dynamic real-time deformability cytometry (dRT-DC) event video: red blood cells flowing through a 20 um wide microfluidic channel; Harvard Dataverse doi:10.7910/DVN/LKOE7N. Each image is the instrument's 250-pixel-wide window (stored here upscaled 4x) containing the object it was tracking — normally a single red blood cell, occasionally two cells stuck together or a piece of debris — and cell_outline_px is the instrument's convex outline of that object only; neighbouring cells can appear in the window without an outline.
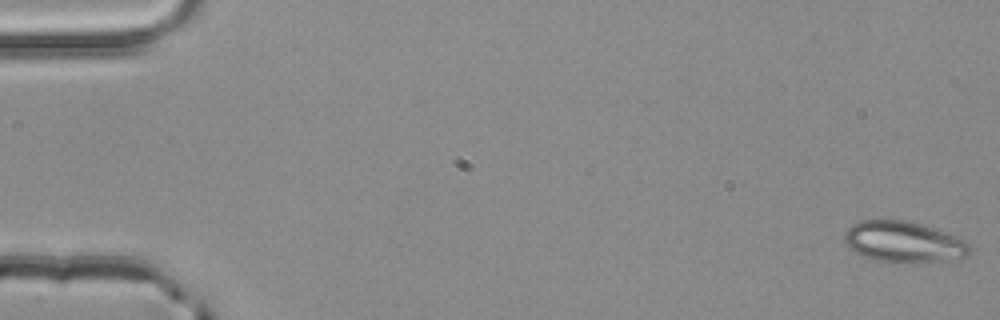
{"species": "common noctule bat (a hibernating species)", "species_latin": "Nyctalus noctula", "temperature_condition": "room temperature", "stored_images_in_passage": 4, "camera_frame_rate_fps": 3000, "um_per_image_px": 0.085, "animal": {"sex": "male", "body_mass_g": 20.4}, "frame": {"image": 1, "passage_image": 1, "time_ms": 0.0, "image_size_px": [1000, 320], "cell_outline_px": [[972, 248], [968, 256], [916, 264], [880, 260], [864, 256], [848, 248], [844, 244], [844, 232], [852, 224], [860, 220], [904, 220], [920, 224], [956, 236], [972, 244]], "centroid_in_image_um": [76.81, 20.57], "position_along_channel_um": 8.2, "area_um2": 30.0}}